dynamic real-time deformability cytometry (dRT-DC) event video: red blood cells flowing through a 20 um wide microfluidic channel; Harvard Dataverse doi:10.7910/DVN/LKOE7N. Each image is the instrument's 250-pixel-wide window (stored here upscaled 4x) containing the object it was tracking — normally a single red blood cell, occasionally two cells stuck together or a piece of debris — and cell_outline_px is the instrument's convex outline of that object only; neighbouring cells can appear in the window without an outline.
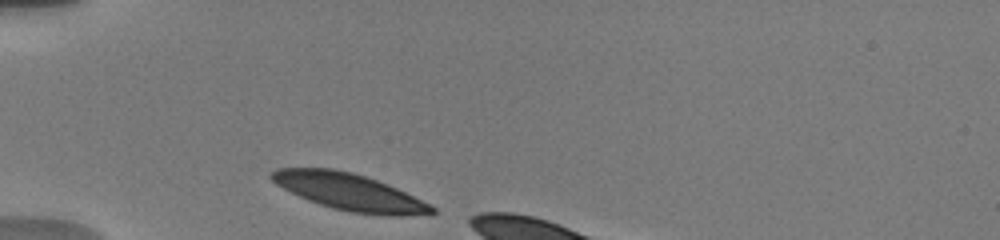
{"species": "human", "species_latin": "Homo sapiens", "temperature_condition": "warm", "stored_images_in_passage": 4, "camera_frame_rate_fps": 3000, "um_per_image_px": 0.085, "donor": {"sex": "male"}, "frame": {"image": 1, "passage_image": 1, "time_ms": 0.0, "image_size_px": [1000, 240], "cell_outline_px": [[436, 212], [432, 216], [384, 216], [348, 212], [332, 208], [308, 200], [276, 184], [268, 176], [276, 168], [332, 168], [352, 172], [388, 184], [432, 204], [436, 208]], "centroid_in_image_um": [29.8, 16.34], "position_along_channel_um": 55.2, "area_um2": 34.8}}
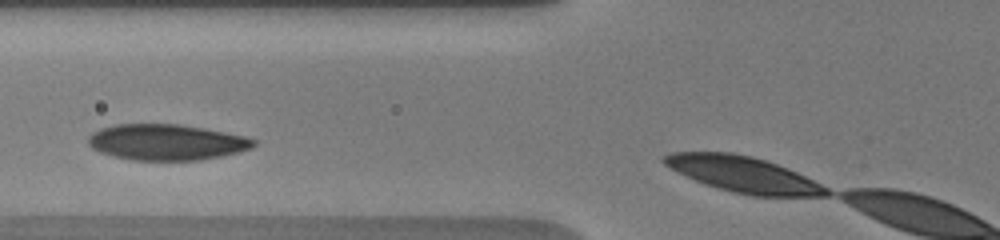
{"frame": {"image": 2, "passage_image": 3, "time_ms": 2.0, "image_size_px": [1000, 240], "cell_outline_px": [[256, 144], [252, 148], [220, 156], [200, 160], [132, 160], [112, 156], [100, 152], [92, 148], [88, 144], [88, 136], [92, 132], [100, 128], [116, 124], [180, 124], [204, 128], [244, 136], [256, 140]], "centroid_in_image_um": [14.11, 12.08], "position_along_channel_um": 111.7, "area_um2": 34.62}}